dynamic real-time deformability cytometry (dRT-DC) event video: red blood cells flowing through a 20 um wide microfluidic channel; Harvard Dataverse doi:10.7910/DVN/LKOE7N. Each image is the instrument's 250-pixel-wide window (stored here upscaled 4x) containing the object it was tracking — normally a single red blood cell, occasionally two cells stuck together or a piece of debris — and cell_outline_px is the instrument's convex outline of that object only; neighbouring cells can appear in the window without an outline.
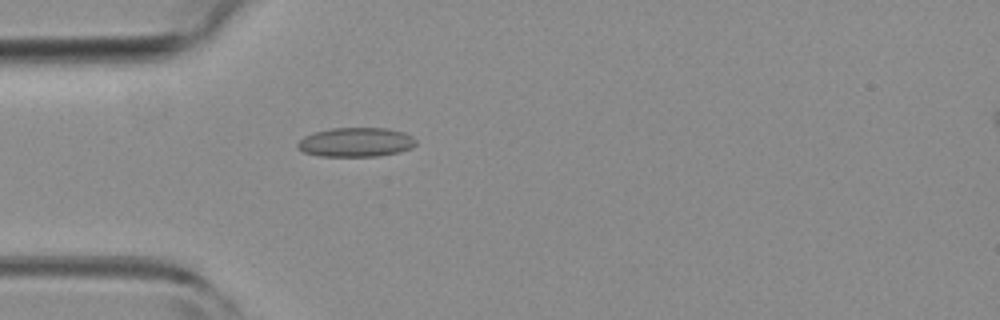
{"species": "common noctule bat (a hibernating species)", "species_latin": "Nyctalus noctula", "temperature_condition": "room temperature", "stored_images_in_passage": 47, "camera_frame_rate_fps": 3000, "um_per_image_px": 0.085, "animal": {"sex": "female", "body_mass_g": 19.3, "forearm_length_mm": 54.1}, "frame": {"image": 1, "passage_image": 10, "time_ms": 3.0, "image_size_px": [1000, 320], "cell_outline_px": [[416, 144], [412, 148], [400, 152], [376, 156], [320, 156], [304, 152], [296, 144], [304, 136], [312, 132], [332, 128], [388, 128], [404, 132], [412, 136], [416, 140]], "centroid_in_image_um": [30.27, 12.08], "position_along_channel_um": 54.7, "area_um2": 20.23}}
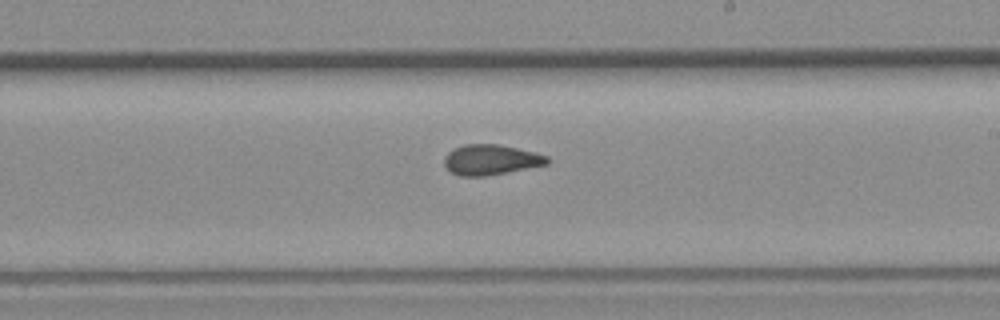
{"frame": {"image": 2, "passage_image": 25, "time_ms": 8.0, "image_size_px": [1000, 320], "cell_outline_px": [[552, 160], [548, 164], [484, 176], [460, 176], [452, 172], [444, 164], [444, 156], [448, 152], [464, 144], [500, 144], [536, 152], [548, 156]], "centroid_in_image_um": [41.75, 13.56], "position_along_channel_um": 247.2, "area_um2": 18.15}}
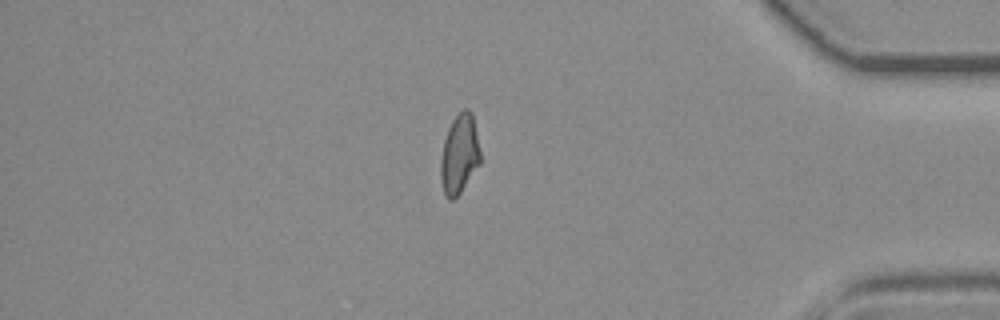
{"frame": {"image": 3, "passage_image": 39, "time_ms": 12.667, "image_size_px": [1000, 320], "cell_outline_px": [[480, 164], [460, 192], [452, 200], [448, 200], [444, 196], [440, 180], [440, 160], [444, 140], [448, 128], [452, 120], [464, 108], [468, 108], [472, 112], [480, 152]], "centroid_in_image_um": [39.03, 13.12], "position_along_channel_um": 396.2, "area_um2": 18.38}, "authors_computed_cell_mechanics": {"area_um2": 18.496, "velocity_mm_per_s": 3.9478, "shape_relaxation_time_tau1_ms": null, "shape_relaxation_time_tau2_ms": 1.7762, "deformation_change_tau1": null, "deformation_change_tau2": 0.0821}}